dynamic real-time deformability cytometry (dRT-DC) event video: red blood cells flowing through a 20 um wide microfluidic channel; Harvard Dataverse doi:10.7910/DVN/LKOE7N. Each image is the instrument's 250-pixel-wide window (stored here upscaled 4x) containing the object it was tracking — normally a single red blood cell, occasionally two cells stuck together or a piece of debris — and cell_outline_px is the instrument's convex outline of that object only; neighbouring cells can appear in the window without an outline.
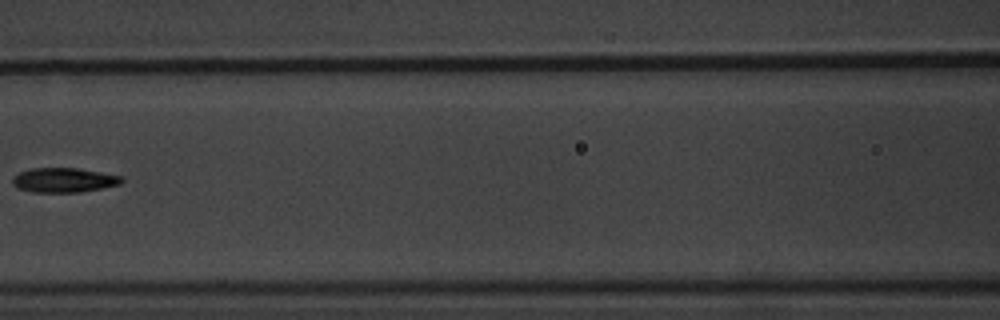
{"species": "common noctule bat (a hibernating species)", "species_latin": "Nyctalus noctula", "temperature_condition": "warm", "stored_images_in_passage": 8, "camera_frame_rate_fps": 3000, "um_per_image_px": 0.085, "animal": {"sex": "male", "body_mass_g": 20.1, "forearm_length_mm": 53.5}, "frame": {"image": 1, "passage_image": 7, "time_ms": 7.333, "image_size_px": [1000, 320], "cell_outline_px": [[124, 180], [120, 184], [80, 192], [32, 192], [16, 188], [12, 184], [12, 180], [20, 172], [32, 168], [76, 168], [124, 176]], "centroid_in_image_um": [5.43, 15.31], "position_along_channel_um": 161.2, "area_um2": 15.55}}
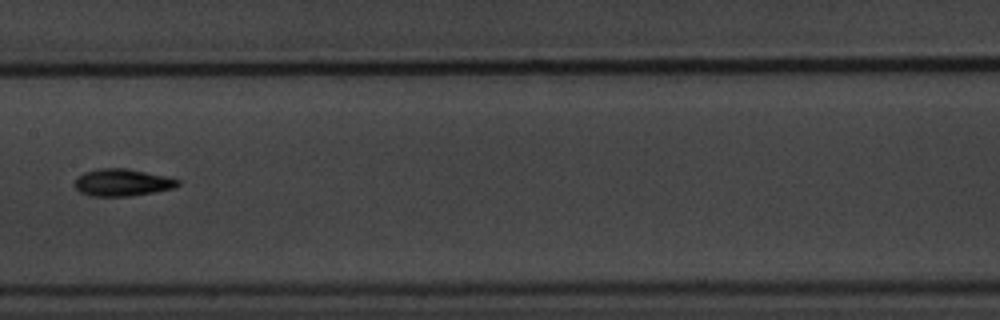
{"frame": {"image": 2, "passage_image": 8, "time_ms": 8.333, "image_size_px": [1000, 320], "cell_outline_px": [[180, 184], [172, 188], [152, 192], [128, 196], [92, 196], [80, 192], [72, 184], [76, 176], [84, 172], [96, 168], [128, 168], [164, 176], [180, 180]], "centroid_in_image_um": [10.31, 15.5], "position_along_channel_um": 197.1, "area_um2": 16.36}}